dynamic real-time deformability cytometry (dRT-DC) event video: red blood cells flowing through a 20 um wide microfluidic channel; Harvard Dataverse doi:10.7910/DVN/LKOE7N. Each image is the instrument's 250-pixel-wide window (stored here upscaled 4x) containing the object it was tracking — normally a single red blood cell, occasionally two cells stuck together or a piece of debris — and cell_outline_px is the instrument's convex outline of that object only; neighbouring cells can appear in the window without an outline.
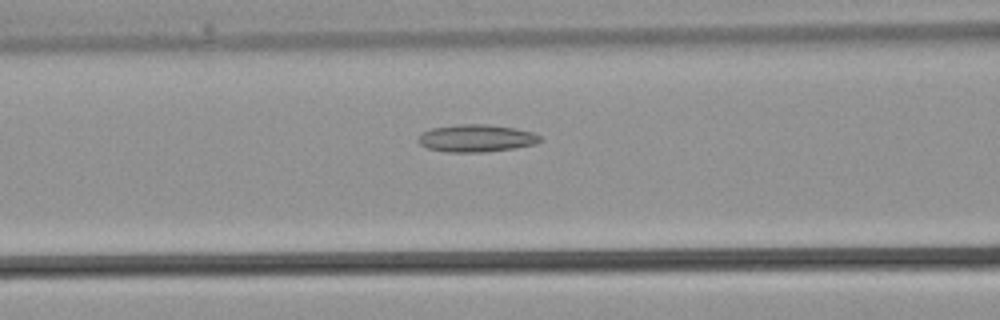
{"species": "common noctule bat (a hibernating species)", "species_latin": "Nyctalus noctula", "temperature_condition": "warm", "stored_images_in_passage": 29, "camera_frame_rate_fps": 3000, "um_per_image_px": 0.085, "animal": {"sex": "male", "body_mass_g": 21.5, "forearm_length_mm": 52.0}, "frame": {"image": 1, "passage_image": 8, "time_ms": 2.333, "image_size_px": [1000, 320], "cell_outline_px": [[540, 140], [536, 144], [516, 148], [484, 152], [448, 152], [428, 148], [420, 144], [420, 136], [424, 132], [432, 128], [460, 124], [484, 124], [516, 128], [536, 132], [540, 136]], "centroid_in_image_um": [40.56, 11.75], "position_along_channel_um": 126.0, "area_um2": 19.36}}
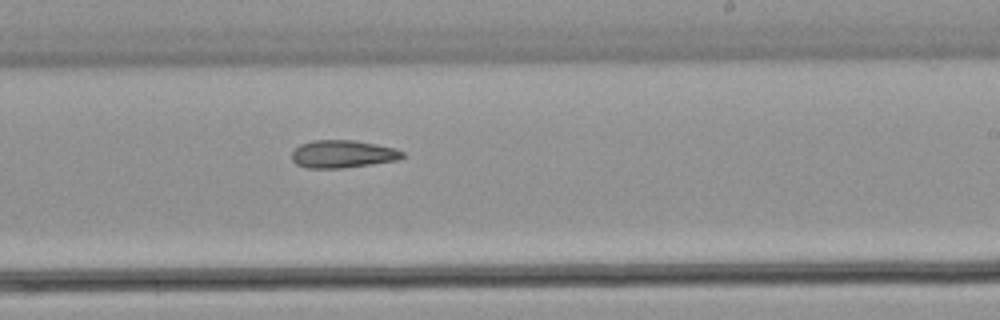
{"frame": {"image": 2, "passage_image": 15, "time_ms": 4.667, "image_size_px": [1000, 320], "cell_outline_px": [[404, 156], [396, 160], [372, 164], [340, 168], [308, 168], [296, 164], [292, 160], [292, 152], [300, 144], [312, 140], [356, 140], [396, 148], [404, 152]], "centroid_in_image_um": [29.12, 13.08], "position_along_channel_um": 259.9, "area_um2": 17.86}}
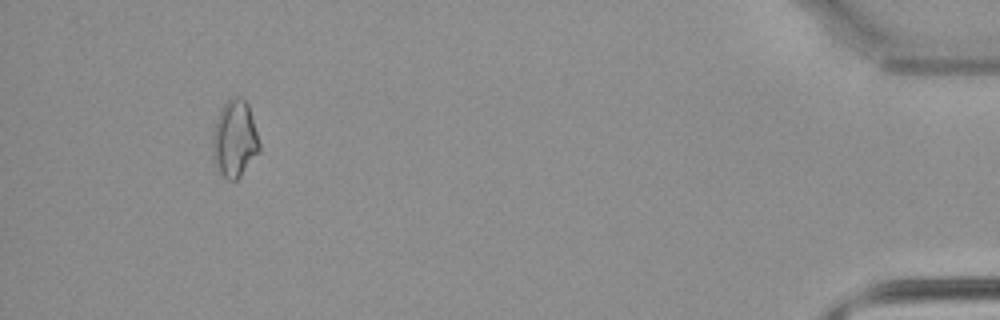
{"frame": {"image": 3, "passage_image": 27, "time_ms": 8.667, "image_size_px": [1000, 320], "cell_outline_px": [[260, 152], [240, 176], [236, 180], [228, 180], [220, 172], [216, 164], [212, 152], [212, 136], [216, 120], [224, 104], [232, 96], [240, 96], [248, 104], [260, 144]], "centroid_in_image_um": [19.95, 11.8], "position_along_channel_um": 415.2, "area_um2": 20.81}}